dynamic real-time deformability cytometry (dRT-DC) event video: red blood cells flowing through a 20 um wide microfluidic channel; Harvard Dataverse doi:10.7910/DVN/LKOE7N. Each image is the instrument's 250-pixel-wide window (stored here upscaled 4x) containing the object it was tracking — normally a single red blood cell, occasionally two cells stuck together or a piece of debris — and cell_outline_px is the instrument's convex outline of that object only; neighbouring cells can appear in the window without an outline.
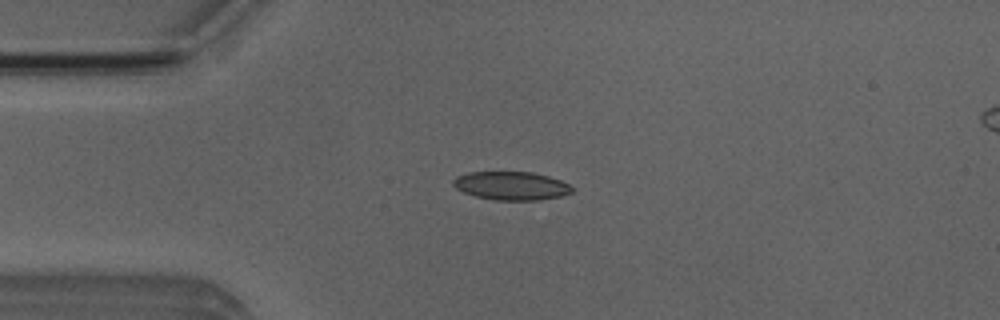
{"species": "Egyptian fruit bat (a non-hibernating species)", "species_latin": "Rousettus aegyptiacus", "temperature_condition": "room temperature", "stored_images_in_passage": 41, "camera_frame_rate_fps": 3000, "um_per_image_px": 0.085, "animal": {"sex": "male"}, "frame": {"image": 1, "passage_image": 5, "time_ms": 1.333, "image_size_px": [1000, 320], "cell_outline_px": [[572, 192], [560, 196], [536, 200], [496, 200], [476, 196], [464, 192], [456, 188], [452, 184], [452, 180], [456, 176], [468, 172], [532, 172], [548, 176], [560, 180], [568, 184], [572, 188]], "centroid_in_image_um": [43.43, 15.78], "position_along_channel_um": 41.6, "area_um2": 19.54}}
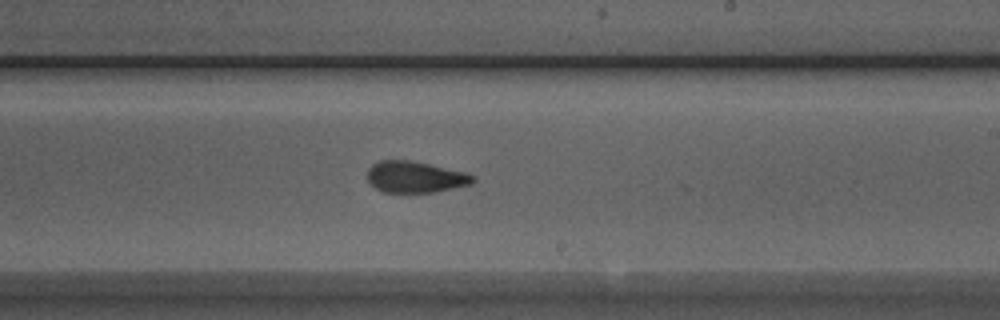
{"frame": {"image": 2, "passage_image": 23, "time_ms": 7.333, "image_size_px": [1000, 320], "cell_outline_px": [[476, 180], [472, 184], [432, 192], [384, 192], [376, 188], [368, 180], [368, 168], [372, 164], [380, 160], [408, 160], [468, 172], [476, 176]], "centroid_in_image_um": [35.33, 15.03], "position_along_channel_um": 253.7, "area_um2": 19.25}}
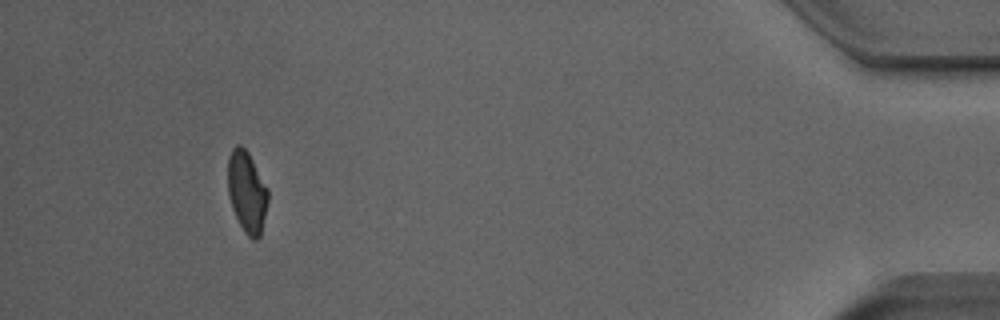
{"frame": {"image": 3, "passage_image": 41, "time_ms": 13.333, "image_size_px": [1000, 320], "cell_outline_px": [[268, 200], [260, 236], [256, 240], [252, 240], [244, 232], [232, 208], [228, 192], [228, 156], [232, 148], [236, 144], [240, 144], [248, 152], [268, 188]], "centroid_in_image_um": [20.98, 16.29], "position_along_channel_um": 414.2, "area_um2": 19.02}, "authors_computed_cell_mechanics": {"area_um2": 19.5942, "velocity_mm_per_s": 3.8795, "shape_relaxation_time_tau1_ms": null, "shape_relaxation_time_tau2_ms": 1.5351, "deformation_change_tau1": null, "deformation_change_tau2": 0.088}}